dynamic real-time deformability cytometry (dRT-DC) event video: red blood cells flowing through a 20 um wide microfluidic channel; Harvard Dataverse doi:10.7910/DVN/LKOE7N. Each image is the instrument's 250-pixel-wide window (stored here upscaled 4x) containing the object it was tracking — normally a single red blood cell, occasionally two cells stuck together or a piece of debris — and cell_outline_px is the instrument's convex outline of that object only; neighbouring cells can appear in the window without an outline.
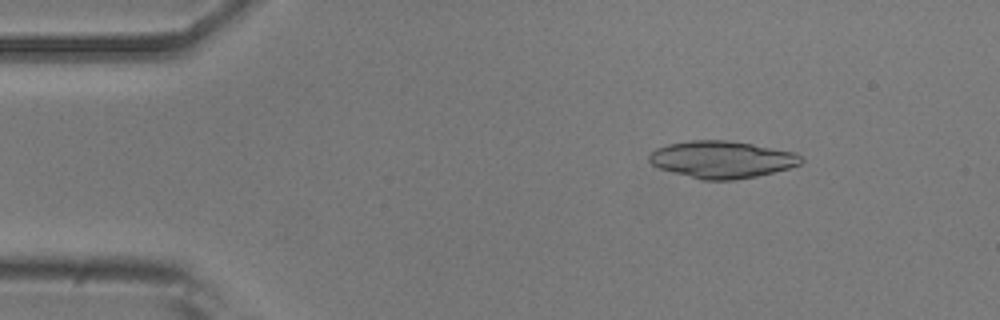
{"species": "common noctule bat (a hibernating species)", "species_latin": "Nyctalus noctula", "temperature_condition": "room temperature", "stored_images_in_passage": 51, "camera_frame_rate_fps": 3000, "um_per_image_px": 0.085, "animal": {"sex": "male", "body_mass_g": 20.5, "forearm_length_mm": 52.5}, "frame": {"image": 1, "passage_image": 5, "time_ms": 1.333, "image_size_px": [1000, 320], "cell_outline_px": [[804, 160], [800, 164], [788, 168], [756, 176], [736, 180], [700, 180], [660, 168], [652, 164], [648, 160], [648, 156], [656, 148], [668, 144], [692, 140], [728, 140], [752, 144], [796, 152]], "centroid_in_image_um": [61.36, 13.55], "position_along_channel_um": 23.6, "area_um2": 32.77}}